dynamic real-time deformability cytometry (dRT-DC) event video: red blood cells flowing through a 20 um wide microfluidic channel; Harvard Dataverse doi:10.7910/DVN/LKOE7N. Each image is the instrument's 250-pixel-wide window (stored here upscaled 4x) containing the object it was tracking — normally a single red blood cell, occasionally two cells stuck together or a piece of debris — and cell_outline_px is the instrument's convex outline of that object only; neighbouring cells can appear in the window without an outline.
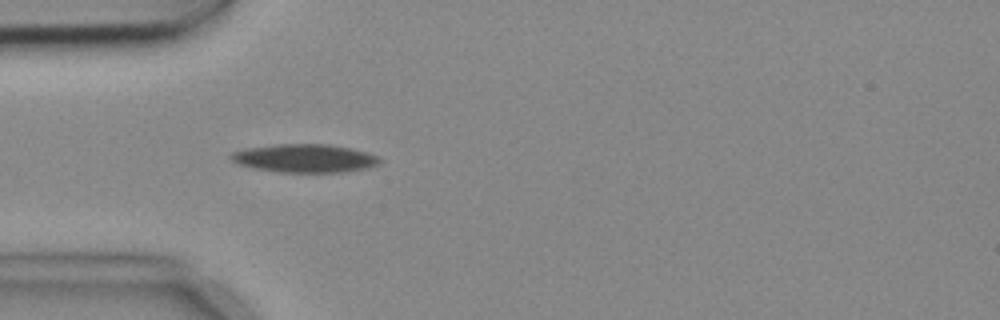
{"species": "common noctule bat (a hibernating species)", "species_latin": "Nyctalus noctula", "temperature_condition": "cold", "stored_images_in_passage": 3, "camera_frame_rate_fps": 3000, "um_per_image_px": 0.085, "animal": {"sex": "female", "body_mass_g": 18.4}, "frame": {"image": 1, "passage_image": 3, "time_ms": 0.667, "image_size_px": [1000, 320], "cell_outline_px": [[384, 160], [380, 164], [368, 168], [344, 172], [280, 172], [252, 168], [240, 164], [232, 160], [228, 156], [232, 152], [248, 148], [280, 144], [328, 144], [348, 148], [364, 152], [376, 156]], "centroid_in_image_um": [25.92, 13.46], "position_along_channel_um": 59.1, "area_um2": 24.39}}